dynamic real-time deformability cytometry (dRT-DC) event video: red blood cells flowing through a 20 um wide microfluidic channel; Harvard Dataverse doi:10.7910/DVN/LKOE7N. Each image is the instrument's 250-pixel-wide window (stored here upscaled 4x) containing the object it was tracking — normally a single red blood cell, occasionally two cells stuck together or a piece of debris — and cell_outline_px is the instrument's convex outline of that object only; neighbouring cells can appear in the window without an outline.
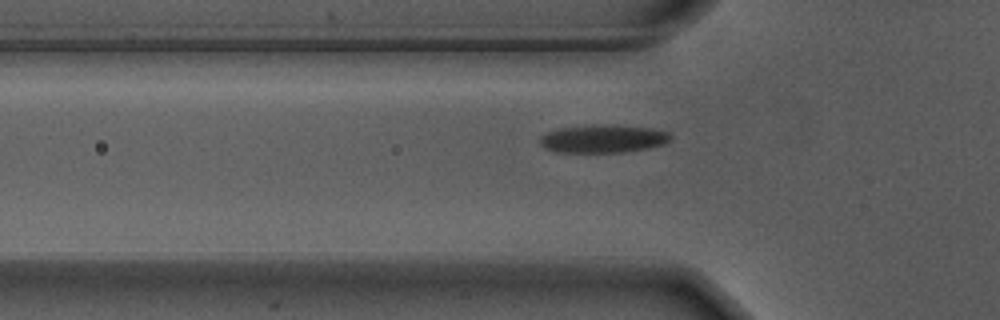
{"species": "Egyptian fruit bat (a non-hibernating species)", "species_latin": "Rousettus aegyptiacus", "temperature_condition": "warm", "stored_images_in_passage": 40, "camera_frame_rate_fps": 3000, "um_per_image_px": 0.085, "animal": {"sex": "male"}, "frame": {"image": 1, "passage_image": 2, "time_ms": 0.333, "image_size_px": [1000, 320], "cell_outline_px": [[672, 140], [664, 144], [648, 148], [620, 152], [556, 152], [544, 148], [540, 144], [540, 136], [544, 132], [560, 128], [652, 128], [668, 132], [672, 136]], "centroid_in_image_um": [51.24, 11.86], "position_along_channel_um": 74.6, "area_um2": 20.06}}
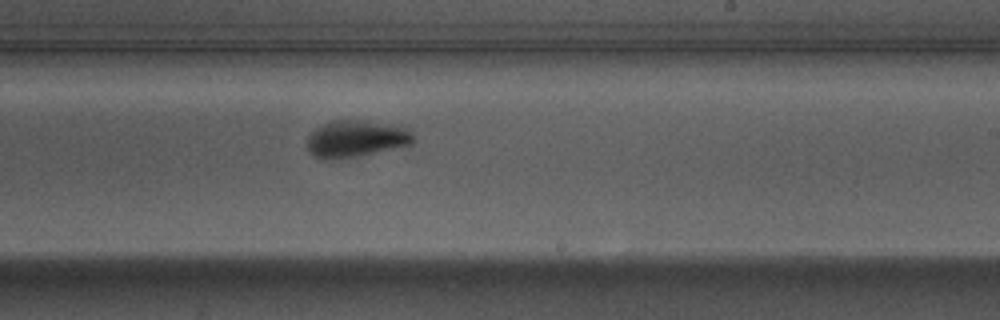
{"frame": {"image": 2, "passage_image": 17, "time_ms": 5.333, "image_size_px": [1000, 320], "cell_outline_px": [[416, 140], [412, 144], [356, 156], [316, 156], [308, 148], [308, 136], [320, 124], [332, 120], [364, 120], [400, 124], [408, 128], [416, 136]], "centroid_in_image_um": [30.39, 11.71], "position_along_channel_um": 258.6, "area_um2": 22.43}}
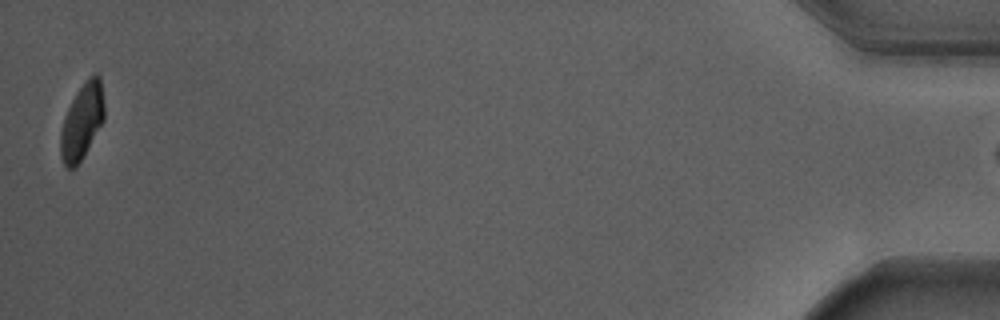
{"frame": {"image": 3, "passage_image": 39, "time_ms": 12.667, "image_size_px": [1000, 320], "cell_outline_px": [[104, 120], [76, 168], [68, 168], [64, 164], [60, 156], [60, 132], [64, 116], [76, 92], [88, 76], [96, 72], [100, 76], [104, 104]], "centroid_in_image_um": [6.96, 10.29], "position_along_channel_um": 428.2, "area_um2": 19.36}}